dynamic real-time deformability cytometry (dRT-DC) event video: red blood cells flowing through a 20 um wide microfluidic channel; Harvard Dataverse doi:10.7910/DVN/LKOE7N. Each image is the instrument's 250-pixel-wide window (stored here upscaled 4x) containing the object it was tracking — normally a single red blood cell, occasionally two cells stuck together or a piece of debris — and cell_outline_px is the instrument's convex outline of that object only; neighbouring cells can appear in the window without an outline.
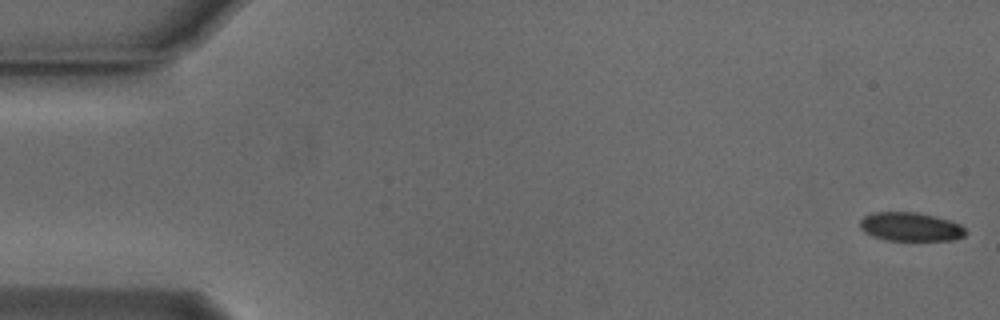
{"species": "Egyptian fruit bat (a non-hibernating species)", "species_latin": "Rousettus aegyptiacus", "temperature_condition": "cold", "stored_images_in_passage": 54, "camera_frame_rate_fps": 3000, "um_per_image_px": 0.085, "animal": {"sex": "male"}, "frame": {"image": 1, "passage_image": 1, "time_ms": 0.0, "image_size_px": [1000, 320], "cell_outline_px": [[968, 232], [964, 236], [952, 240], [884, 240], [872, 236], [864, 232], [860, 228], [860, 220], [864, 216], [872, 212], [916, 212], [948, 220], [960, 224]], "centroid_in_image_um": [77.36, 19.28], "position_along_channel_um": 7.6, "area_um2": 17.69}}
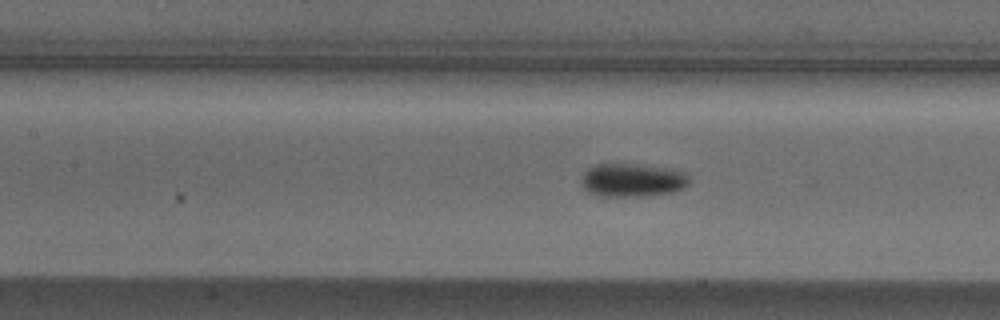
{"frame": {"image": 2, "passage_image": 24, "time_ms": 7.667, "image_size_px": [1000, 320], "cell_outline_px": [[688, 184], [684, 188], [672, 192], [636, 196], [596, 196], [588, 192], [580, 184], [580, 180], [584, 172], [588, 168], [596, 164], [632, 164], [664, 168], [684, 172], [688, 176]], "centroid_in_image_um": [53.68, 15.32], "position_along_channel_um": 153.7, "area_um2": 20.81}}
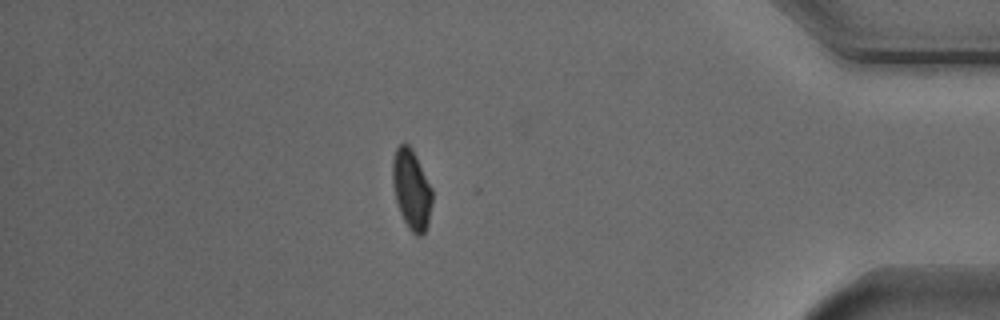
{"frame": {"image": 3, "passage_image": 47, "time_ms": 15.333, "image_size_px": [1000, 320], "cell_outline_px": [[432, 200], [428, 224], [424, 232], [420, 236], [416, 236], [408, 228], [400, 212], [396, 200], [392, 184], [392, 160], [396, 148], [400, 144], [408, 144], [412, 148], [432, 188]], "centroid_in_image_um": [34.97, 16.1], "position_along_channel_um": 400.2, "area_um2": 18.44}, "authors_computed_cell_mechanics": {"area_um2": 19.1029, "velocity_mm_per_s": 3.765, "shape_relaxation_time_tau1_ms": 2.9612, "shape_relaxation_time_tau2_ms": 8.6743, "deformation_change_tau1": 0.0984, "deformation_change_tau2": 0.0717}}